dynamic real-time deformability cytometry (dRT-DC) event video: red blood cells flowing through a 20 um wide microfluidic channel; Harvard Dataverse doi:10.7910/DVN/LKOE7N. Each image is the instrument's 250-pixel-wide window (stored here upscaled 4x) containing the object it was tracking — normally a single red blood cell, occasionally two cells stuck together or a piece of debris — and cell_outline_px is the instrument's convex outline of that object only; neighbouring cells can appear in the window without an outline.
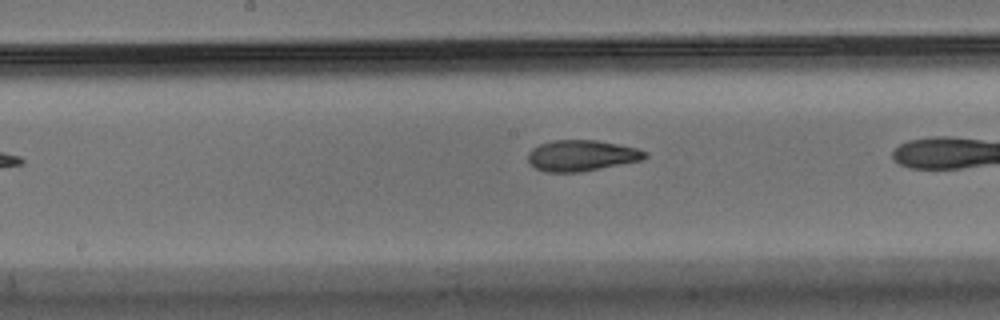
{"species": "Egyptian fruit bat (a non-hibernating species)", "species_latin": "Rousettus aegyptiacus", "temperature_condition": "warm", "stored_images_in_passage": 28, "camera_frame_rate_fps": 3000, "um_per_image_px": 0.085, "animal": {"sex": "male"}, "frame": {"image": 1, "passage_image": 13, "time_ms": 4.0, "image_size_px": [1000, 320], "cell_outline_px": [[648, 156], [640, 160], [580, 172], [544, 172], [536, 168], [528, 160], [528, 152], [532, 148], [540, 144], [552, 140], [596, 140], [636, 148], [648, 152]], "centroid_in_image_um": [49.41, 13.22], "position_along_channel_um": 198.8, "area_um2": 20.92}}